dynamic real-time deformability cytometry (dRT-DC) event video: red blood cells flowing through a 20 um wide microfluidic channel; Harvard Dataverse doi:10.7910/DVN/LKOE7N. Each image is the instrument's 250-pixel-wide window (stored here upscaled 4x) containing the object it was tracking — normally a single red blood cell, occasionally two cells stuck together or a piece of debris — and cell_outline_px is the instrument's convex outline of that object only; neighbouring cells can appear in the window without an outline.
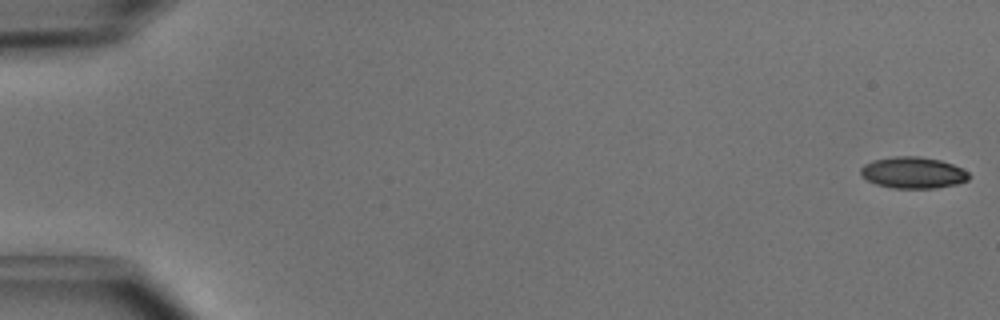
{"species": "common noctule bat (a hibernating species)", "species_latin": "Nyctalus noctula", "temperature_condition": "cold", "stored_images_in_passage": 5, "camera_frame_rate_fps": 3000, "um_per_image_px": 0.085, "animal": {"sex": "male", "body_mass_g": 15.6}, "frame": {"image": 1, "passage_image": 1, "time_ms": 0.0, "image_size_px": [1000, 320], "cell_outline_px": [[968, 180], [956, 184], [936, 188], [892, 188], [876, 184], [860, 176], [860, 168], [864, 164], [872, 160], [896, 156], [920, 156], [940, 160], [952, 164], [968, 172]], "centroid_in_image_um": [77.57, 14.67], "position_along_channel_um": 7.4, "area_um2": 19.83}}
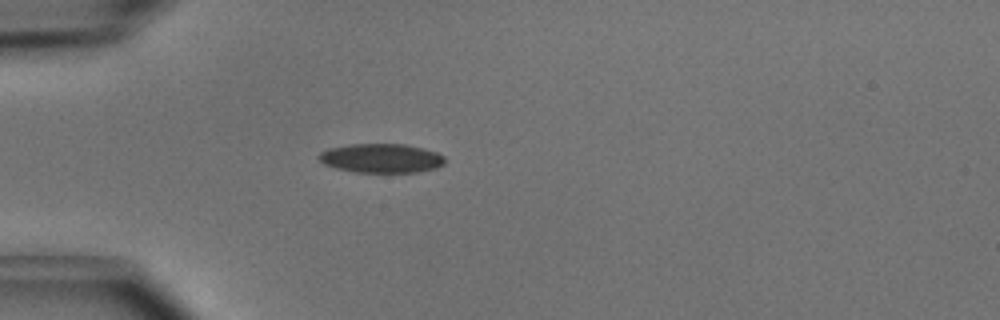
{"frame": {"image": 2, "passage_image": 5, "time_ms": 1.333, "image_size_px": [1000, 320], "cell_outline_px": [[444, 164], [436, 168], [416, 172], [356, 172], [336, 168], [324, 164], [316, 156], [320, 152], [328, 148], [348, 144], [404, 144], [424, 148], [436, 152], [444, 156]], "centroid_in_image_um": [32.39, 13.44], "position_along_channel_um": 52.6, "area_um2": 21.44}}